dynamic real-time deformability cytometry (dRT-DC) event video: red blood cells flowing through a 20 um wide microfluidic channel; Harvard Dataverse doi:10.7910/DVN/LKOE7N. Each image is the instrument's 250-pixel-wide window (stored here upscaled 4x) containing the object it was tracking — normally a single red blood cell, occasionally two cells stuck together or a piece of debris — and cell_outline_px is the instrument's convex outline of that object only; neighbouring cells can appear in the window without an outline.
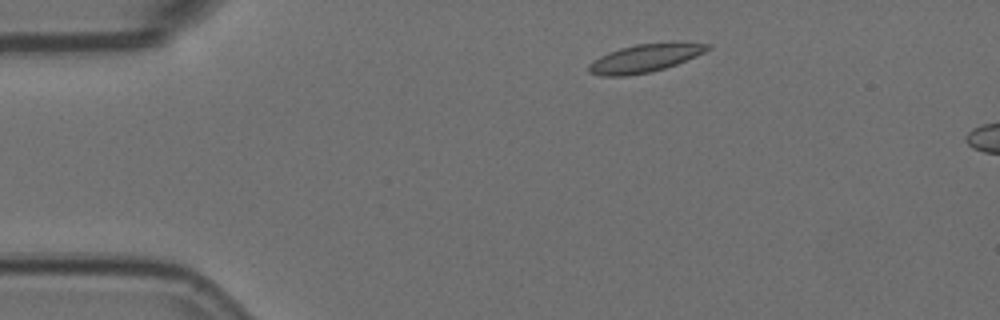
{"species": "Egyptian fruit bat (a non-hibernating species)", "species_latin": "Rousettus aegyptiacus", "temperature_condition": "room temperature", "stored_images_in_passage": 3, "camera_frame_rate_fps": 3000, "um_per_image_px": 0.085, "animal": {"sex": "female"}, "frame": {"image": 1, "passage_image": 1, "time_ms": 0.0, "image_size_px": [1000, 320], "cell_outline_px": [[712, 48], [696, 56], [676, 64], [664, 68], [648, 72], [624, 76], [600, 76], [588, 72], [588, 64], [592, 60], [608, 52], [620, 48], [636, 44], [672, 40], [676, 40], [712, 44]], "centroid_in_image_um": [54.86, 4.9], "position_along_channel_um": 30.1, "area_um2": 20.0}}